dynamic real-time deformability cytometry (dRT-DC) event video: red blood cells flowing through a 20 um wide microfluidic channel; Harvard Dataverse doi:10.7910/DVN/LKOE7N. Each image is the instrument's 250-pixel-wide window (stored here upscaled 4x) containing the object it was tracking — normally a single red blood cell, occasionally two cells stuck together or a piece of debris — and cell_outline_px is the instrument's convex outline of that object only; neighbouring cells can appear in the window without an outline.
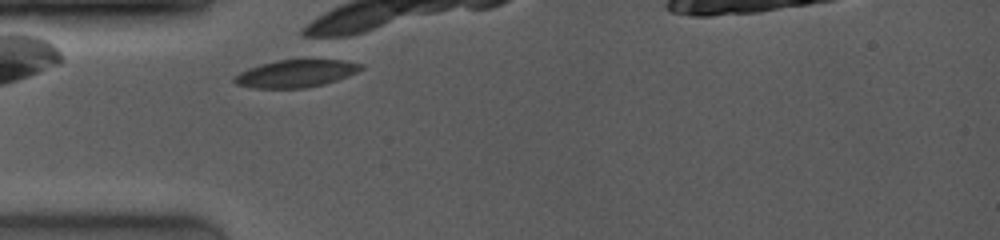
{"species": "common noctule bat (a hibernating species)", "species_latin": "Nyctalus noctula", "temperature_condition": "room temperature", "stored_images_in_passage": 11, "camera_frame_rate_fps": 4000, "um_per_image_px": 0.085, "animal": {"sex": "female", "body_mass_g": 19.0, "forearm_length_mm": 53.3}, "frame": {"image": 1, "passage_image": 2, "time_ms": 0.5, "image_size_px": [1000, 240], "cell_outline_px": [[364, 68], [356, 72], [336, 80], [324, 84], [304, 88], [252, 88], [236, 84], [232, 80], [232, 76], [248, 68], [276, 60], [344, 60], [364, 64]], "centroid_in_image_um": [25.12, 6.25], "position_along_channel_um": 59.9, "area_um2": 20.23}}